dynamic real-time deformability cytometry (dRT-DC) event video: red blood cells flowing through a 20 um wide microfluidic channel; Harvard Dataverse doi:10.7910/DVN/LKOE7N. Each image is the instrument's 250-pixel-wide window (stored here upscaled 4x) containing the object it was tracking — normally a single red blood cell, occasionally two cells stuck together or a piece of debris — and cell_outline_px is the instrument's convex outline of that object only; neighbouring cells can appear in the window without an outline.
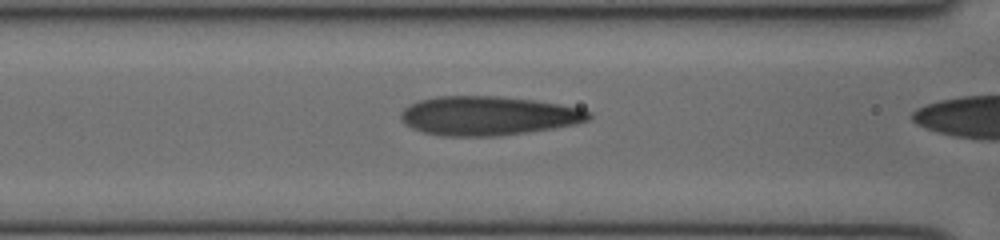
{"species": "human", "species_latin": "Homo sapiens", "temperature_condition": "cold", "stored_images_in_passage": 7, "camera_frame_rate_fps": 3000, "um_per_image_px": 0.085, "donor": {"sex": "female"}, "frame": {"image": 1, "passage_image": 6, "time_ms": 1.667, "image_size_px": [1000, 240], "cell_outline_px": [[592, 116], [588, 120], [576, 124], [552, 128], [496, 136], [440, 136], [424, 132], [412, 128], [404, 124], [400, 120], [400, 112], [408, 104], [420, 100], [436, 96], [496, 96], [532, 100], [584, 108], [592, 112]], "centroid_in_image_um": [41.46, 9.84], "position_along_channel_um": 125.1, "area_um2": 42.89}}